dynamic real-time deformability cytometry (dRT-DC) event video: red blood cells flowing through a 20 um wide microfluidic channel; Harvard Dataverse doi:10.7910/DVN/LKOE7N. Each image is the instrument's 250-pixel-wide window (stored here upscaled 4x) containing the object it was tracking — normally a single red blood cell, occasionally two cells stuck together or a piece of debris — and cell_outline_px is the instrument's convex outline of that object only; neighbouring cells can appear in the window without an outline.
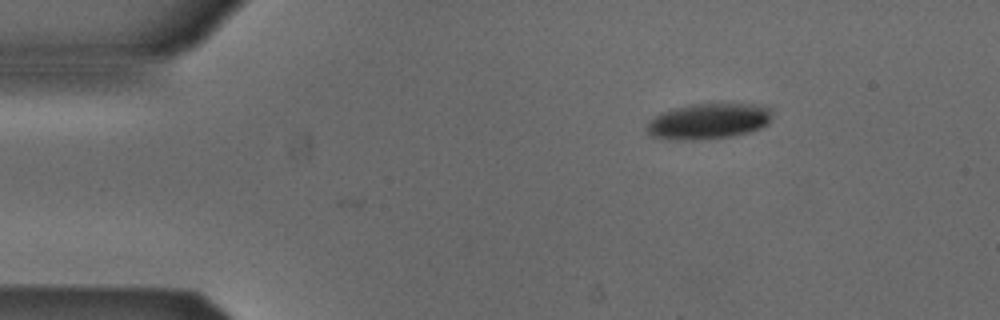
{"species": "Egyptian fruit bat (a non-hibernating species)", "species_latin": "Rousettus aegyptiacus", "temperature_condition": "cold", "stored_images_in_passage": 41, "camera_frame_rate_fps": 3000, "um_per_image_px": 0.085, "animal": {"sex": "male"}, "frame": {"image": 1, "passage_image": 1, "time_ms": 0.0, "image_size_px": [1000, 320], "cell_outline_px": [[772, 116], [768, 124], [752, 132], [732, 136], [704, 140], [668, 140], [652, 136], [644, 128], [648, 120], [660, 112], [672, 108], [692, 104], [752, 104], [772, 108]], "centroid_in_image_um": [60.18, 10.32], "position_along_channel_um": 24.8, "area_um2": 26.65}}
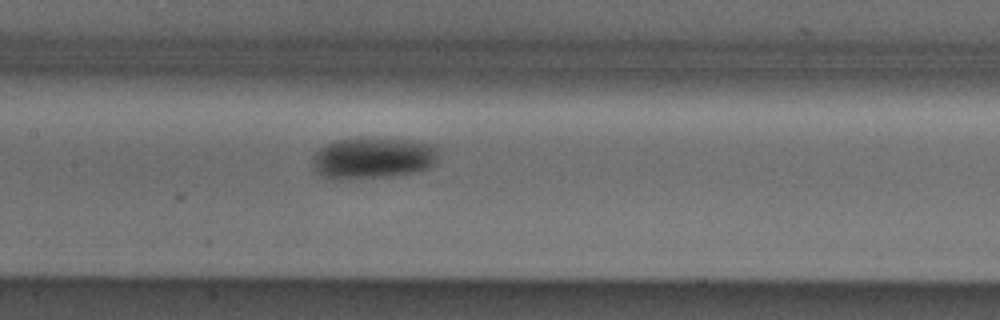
{"frame": {"image": 2, "passage_image": 18, "time_ms": 5.667, "image_size_px": [1000, 320], "cell_outline_px": [[440, 148], [436, 164], [428, 168], [412, 172], [392, 176], [324, 176], [316, 172], [312, 168], [312, 160], [316, 152], [320, 148], [336, 140], [360, 136], [408, 140], [436, 144]], "centroid_in_image_um": [31.79, 13.35], "position_along_channel_um": 175.6, "area_um2": 30.11}}
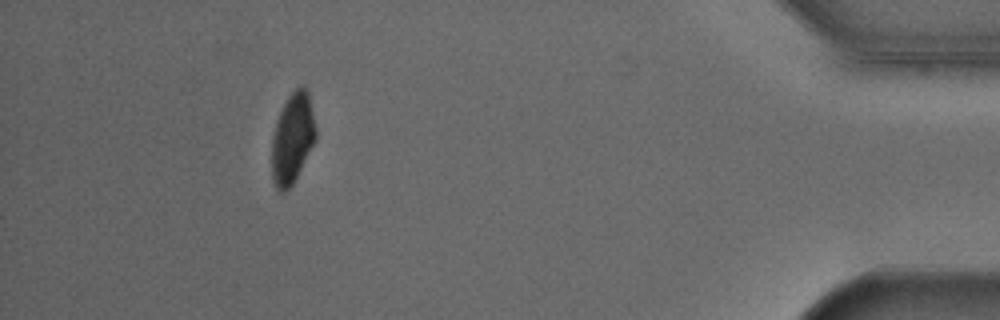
{"frame": {"image": 3, "passage_image": 41, "time_ms": 13.333, "image_size_px": [1000, 320], "cell_outline_px": [[316, 140], [292, 184], [284, 192], [280, 192], [276, 188], [272, 180], [272, 136], [276, 120], [288, 96], [300, 84], [304, 84], [308, 88], [316, 128]], "centroid_in_image_um": [24.87, 11.71], "position_along_channel_um": 410.3, "area_um2": 23.29}, "authors_computed_cell_mechanics": {"area_um2": 28.3798, "velocity_mm_per_s": 3.8668, "shape_relaxation_time_tau1_ms": 4.2384, "shape_relaxation_time_tau2_ms": null, "deformation_change_tau1": 0.1273, "deformation_change_tau2": null}}